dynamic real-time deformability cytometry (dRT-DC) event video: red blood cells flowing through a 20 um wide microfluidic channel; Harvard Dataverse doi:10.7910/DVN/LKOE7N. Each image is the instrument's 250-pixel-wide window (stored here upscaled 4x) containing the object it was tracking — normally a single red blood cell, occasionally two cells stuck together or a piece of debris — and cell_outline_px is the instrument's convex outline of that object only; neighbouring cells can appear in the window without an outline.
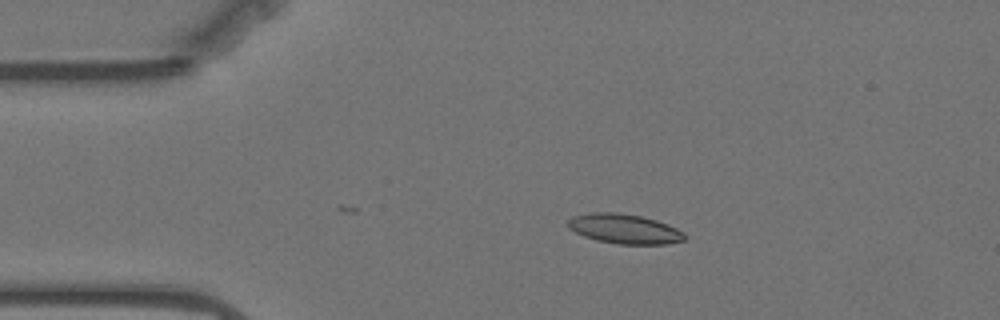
{"species": "Egyptian fruit bat (a non-hibernating species)", "species_latin": "Rousettus aegyptiacus", "temperature_condition": "warm", "stored_images_in_passage": 46, "camera_frame_rate_fps": 3000, "um_per_image_px": 0.085, "animal": {"sex": "female"}, "frame": {"image": 1, "passage_image": 3, "time_ms": 0.667, "image_size_px": [1000, 320], "cell_outline_px": [[688, 236], [684, 240], [668, 244], [616, 244], [596, 240], [584, 236], [568, 228], [564, 224], [572, 216], [592, 212], [616, 212], [640, 216], [656, 220], [668, 224], [684, 232]], "centroid_in_image_um": [53.06, 19.45], "position_along_channel_um": 31.9, "area_um2": 20.4}}
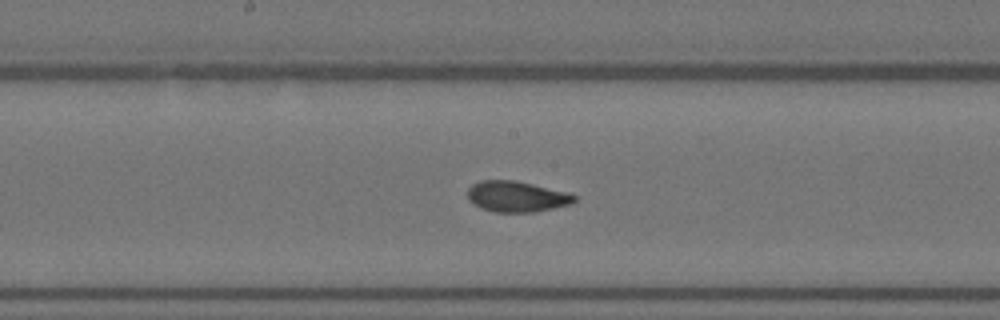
{"frame": {"image": 2, "passage_image": 21, "time_ms": 6.667, "image_size_px": [1000, 320], "cell_outline_px": [[576, 200], [572, 204], [532, 212], [496, 212], [472, 204], [468, 200], [468, 188], [472, 184], [480, 180], [512, 180], [572, 192], [576, 196]], "centroid_in_image_um": [43.94, 16.69], "position_along_channel_um": 204.3, "area_um2": 19.25}}
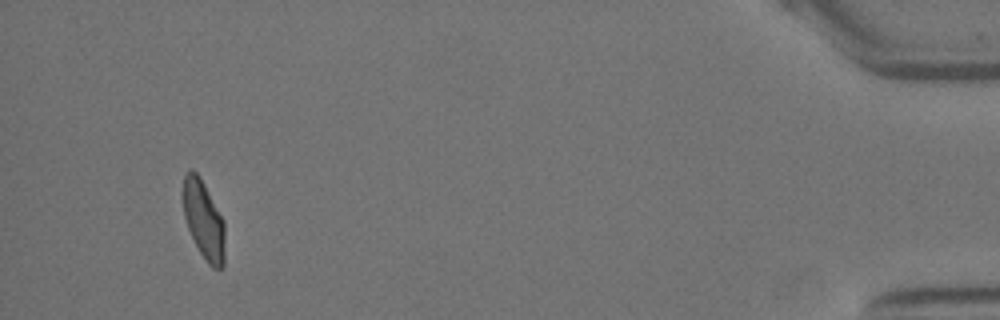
{"frame": {"image": 3, "passage_image": 46, "time_ms": 15.0, "image_size_px": [1000, 320], "cell_outline_px": [[224, 264], [220, 268], [212, 268], [208, 264], [200, 252], [188, 228], [184, 216], [184, 172], [188, 168], [192, 168], [200, 176], [224, 220]], "centroid_in_image_um": [17.32, 18.66], "position_along_channel_um": 417.9, "area_um2": 18.96}, "authors_computed_cell_mechanics": {"area_um2": 19.1318, "velocity_mm_per_s": 3.5172, "shape_relaxation_time_tau1_ms": 6.4292, "shape_relaxation_time_tau2_ms": 1.6454, "deformation_change_tau1": 0.1587, "deformation_change_tau2": 0.0697}}